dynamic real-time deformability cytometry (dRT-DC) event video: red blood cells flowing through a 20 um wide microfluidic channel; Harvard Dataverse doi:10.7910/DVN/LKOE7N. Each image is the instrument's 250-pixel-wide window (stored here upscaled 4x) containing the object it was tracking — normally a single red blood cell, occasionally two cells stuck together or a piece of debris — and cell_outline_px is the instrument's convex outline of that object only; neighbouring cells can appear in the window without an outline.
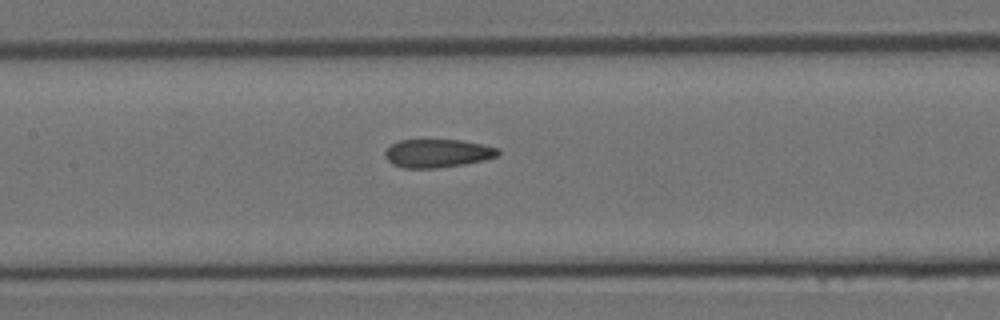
{"species": "Egyptian fruit bat (a non-hibernating species)", "species_latin": "Rousettus aegyptiacus", "temperature_condition": "room temperature", "stored_images_in_passage": 26, "camera_frame_rate_fps": 3000, "um_per_image_px": 0.085, "animal": {"sex": "female"}, "frame": {"image": 1, "passage_image": 15, "time_ms": 4.667, "image_size_px": [1000, 320], "cell_outline_px": [[500, 152], [496, 156], [484, 160], [464, 164], [436, 168], [404, 168], [392, 164], [384, 156], [384, 152], [396, 140], [460, 140], [500, 148]], "centroid_in_image_um": [37.16, 13.03], "position_along_channel_um": 170.2, "area_um2": 18.61}}
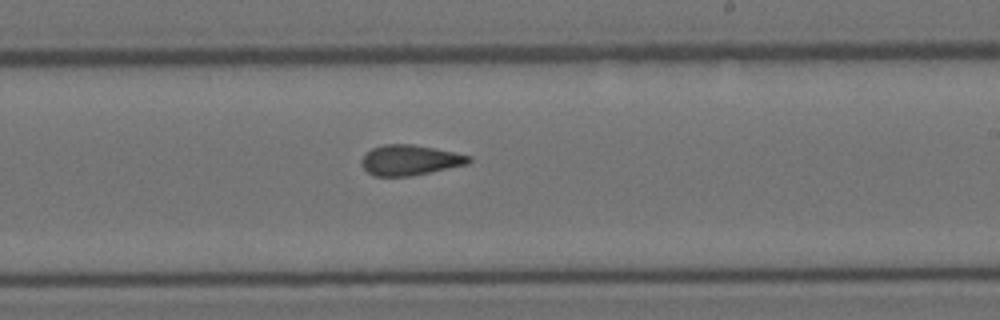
{"frame": {"image": 2, "passage_image": 19, "time_ms": 6.0, "image_size_px": [1000, 320], "cell_outline_px": [[472, 160], [468, 164], [412, 176], [376, 176], [368, 172], [360, 164], [360, 160], [372, 148], [384, 144], [412, 144], [436, 148], [472, 156]], "centroid_in_image_um": [34.86, 13.6], "position_along_channel_um": 254.1, "area_um2": 19.02}}